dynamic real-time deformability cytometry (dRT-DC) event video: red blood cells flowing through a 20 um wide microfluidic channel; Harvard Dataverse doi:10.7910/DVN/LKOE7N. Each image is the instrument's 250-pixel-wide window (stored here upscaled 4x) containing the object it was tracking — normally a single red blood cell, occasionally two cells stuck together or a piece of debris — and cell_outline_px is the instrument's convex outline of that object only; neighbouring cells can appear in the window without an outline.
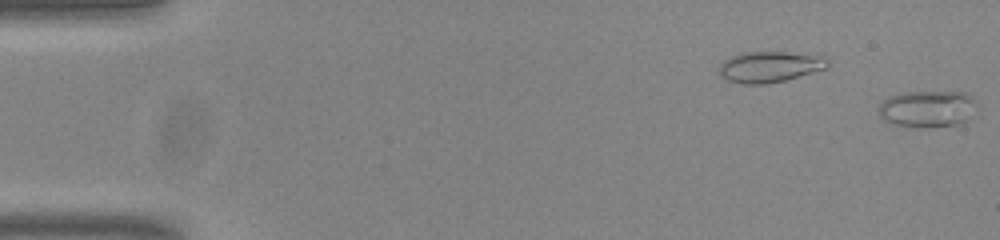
{"species": "common noctule bat (a hibernating species)", "species_latin": "Nyctalus noctula", "temperature_condition": "room temperature", "stored_images_in_passage": 7, "segment_of_instrument_passage": [2, 2], "camera_frame_rate_fps": 3000, "um_per_image_px": 0.085, "animal": {"sex": "male", "body_mass_g": 20.0, "forearm_length_mm": 53.3}, "frame": {"image": 1, "passage_image": 7, "time_ms": 2.0, "image_size_px": [1000, 240], "cell_outline_px": [[976, 104], [964, 124], [924, 128], [892, 124], [884, 120], [880, 116], [876, 108], [888, 96], [900, 92], [968, 92], [976, 100]], "centroid_in_image_um": [78.8, 9.25], "position_along_channel_um": 6.2, "area_um2": 21.39}}